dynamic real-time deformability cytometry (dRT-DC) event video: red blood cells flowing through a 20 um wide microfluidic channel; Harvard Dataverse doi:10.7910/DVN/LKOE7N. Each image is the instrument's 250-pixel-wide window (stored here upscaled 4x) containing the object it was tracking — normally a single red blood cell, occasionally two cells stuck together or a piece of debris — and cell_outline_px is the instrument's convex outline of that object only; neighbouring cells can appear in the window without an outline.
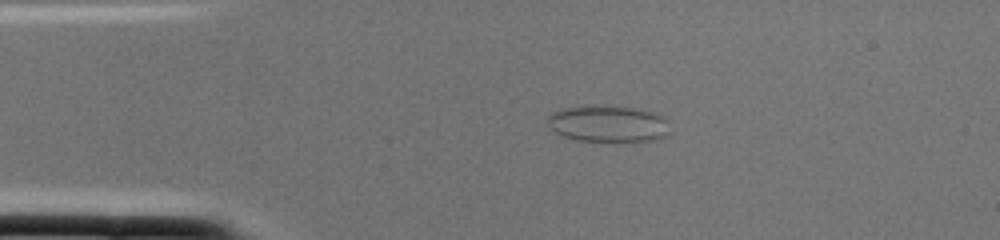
{"species": "common noctule bat (a hibernating species)", "species_latin": "Nyctalus noctula", "temperature_condition": "cold", "stored_images_in_passage": 1, "camera_frame_rate_fps": 3000, "um_per_image_px": 0.085, "animal": {"sex": "female", "body_mass_g": 22.0, "forearm_length_mm": 56.7}, "frame": {"image": 1, "passage_image": 1, "time_ms": 0.0, "image_size_px": [1000, 240], "cell_outline_px": [[668, 132], [664, 136], [656, 140], [576, 140], [560, 136], [548, 124], [548, 116], [552, 112], [564, 108], [636, 108], [656, 112], [668, 116]], "centroid_in_image_um": [51.75, 10.54], "position_along_channel_um": 33.3, "area_um2": 25.2}}